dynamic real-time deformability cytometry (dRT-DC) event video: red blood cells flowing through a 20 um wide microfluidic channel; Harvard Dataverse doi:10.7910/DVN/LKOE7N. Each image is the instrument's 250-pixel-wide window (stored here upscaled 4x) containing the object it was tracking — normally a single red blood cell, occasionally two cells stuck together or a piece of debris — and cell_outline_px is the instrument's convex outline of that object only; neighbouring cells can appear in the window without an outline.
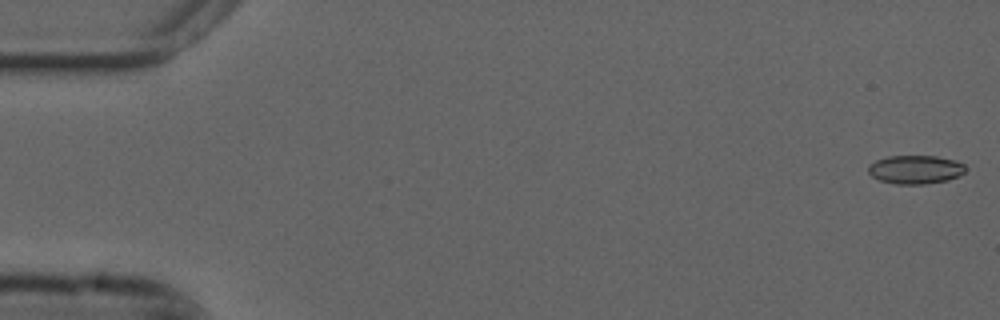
{"species": "common noctule bat (a hibernating species)", "species_latin": "Nyctalus noctula", "temperature_condition": "cold", "stored_images_in_passage": 17, "camera_frame_rate_fps": 3000, "um_per_image_px": 0.085, "animal": {"sex": "male", "forearm_length_mm": 52.5}, "frame": {"image": 1, "passage_image": 1, "time_ms": 0.0, "image_size_px": [1000, 320], "cell_outline_px": [[968, 168], [964, 172], [948, 180], [924, 184], [896, 184], [880, 180], [872, 176], [868, 172], [868, 164], [876, 160], [888, 156], [936, 156], [952, 160], [964, 164]], "centroid_in_image_um": [77.79, 14.41], "position_along_channel_um": 7.2, "area_um2": 16.13}}
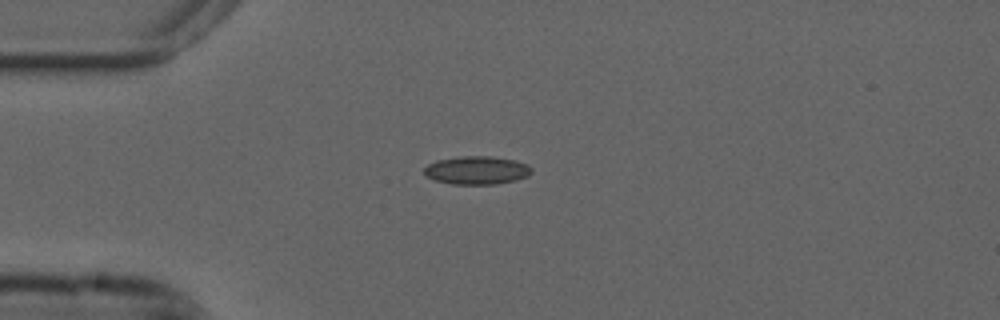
{"frame": {"image": 2, "passage_image": 14, "time_ms": 4.333, "image_size_px": [1000, 320], "cell_outline_px": [[532, 172], [528, 176], [516, 180], [496, 184], [452, 184], [436, 180], [428, 176], [424, 172], [424, 168], [428, 164], [436, 160], [460, 156], [492, 156], [512, 160], [528, 164], [532, 168]], "centroid_in_image_um": [40.55, 14.47], "position_along_channel_um": 44.5, "area_um2": 17.63}}